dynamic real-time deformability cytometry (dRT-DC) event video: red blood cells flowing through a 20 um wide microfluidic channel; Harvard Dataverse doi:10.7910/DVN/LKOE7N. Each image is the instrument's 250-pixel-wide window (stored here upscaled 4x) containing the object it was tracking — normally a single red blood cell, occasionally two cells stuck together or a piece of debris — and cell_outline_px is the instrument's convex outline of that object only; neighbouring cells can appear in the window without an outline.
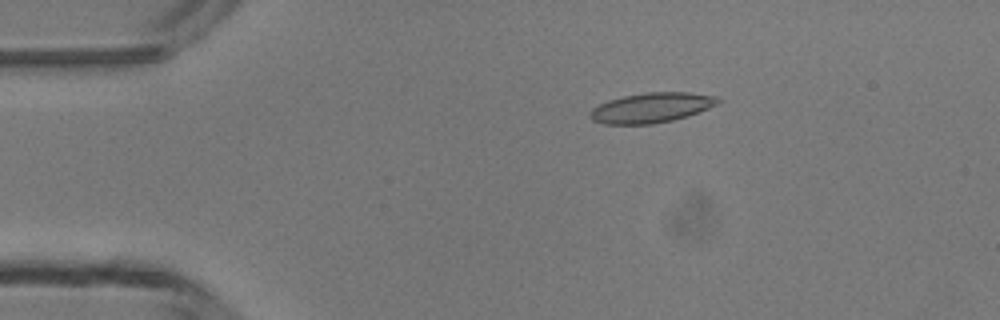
{"species": "common noctule bat (a hibernating species)", "species_latin": "Nyctalus noctula", "temperature_condition": "room temperature", "stored_images_in_passage": 4, "camera_frame_rate_fps": 3000, "um_per_image_px": 0.085, "animal": {"sex": "male", "body_mass_g": 13.3}, "frame": {"image": 1, "passage_image": 2, "time_ms": 1.0, "image_size_px": [1000, 320], "cell_outline_px": [[720, 104], [672, 120], [652, 124], [604, 124], [592, 120], [588, 112], [592, 108], [608, 100], [624, 96], [648, 92], [688, 92], [716, 96], [720, 100]], "centroid_in_image_um": [55.35, 9.15], "position_along_channel_um": 29.7, "area_um2": 22.14}}